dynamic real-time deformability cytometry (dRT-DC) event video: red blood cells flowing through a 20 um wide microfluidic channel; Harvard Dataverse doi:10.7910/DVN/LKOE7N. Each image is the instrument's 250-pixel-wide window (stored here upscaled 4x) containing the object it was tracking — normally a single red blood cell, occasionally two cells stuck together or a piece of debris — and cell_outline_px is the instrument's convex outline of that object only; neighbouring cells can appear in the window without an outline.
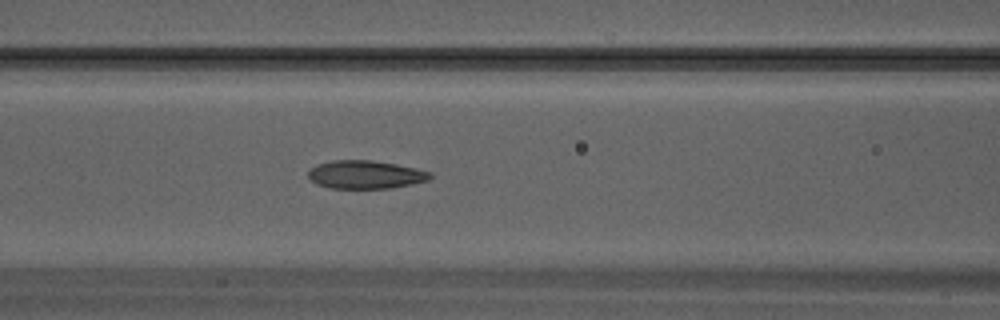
{"species": "Egyptian fruit bat (a non-hibernating species)", "species_latin": "Rousettus aegyptiacus", "temperature_condition": "warm", "stored_images_in_passage": 23, "camera_frame_rate_fps": 3000, "um_per_image_px": 0.085, "animal": {"sex": "male"}, "frame": {"image": 1, "passage_image": 7, "time_ms": 2.0, "image_size_px": [1000, 320], "cell_outline_px": [[432, 176], [428, 180], [412, 184], [388, 188], [332, 188], [316, 184], [308, 176], [308, 172], [316, 164], [332, 160], [372, 160], [396, 164], [416, 168], [432, 172]], "centroid_in_image_um": [31.07, 14.83], "position_along_channel_um": 135.5, "area_um2": 20.0}}
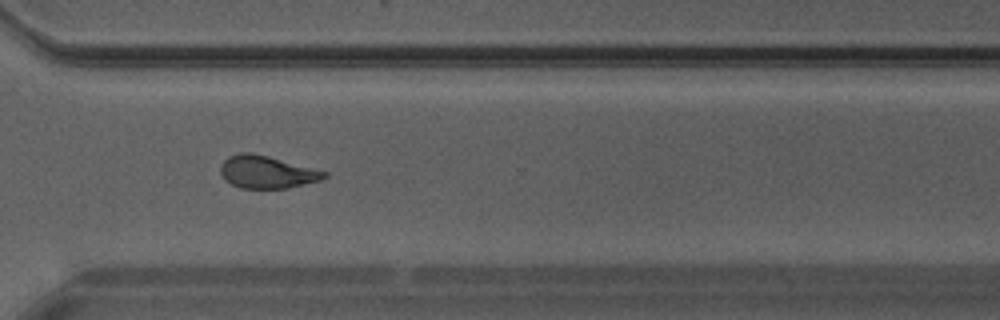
{"frame": {"image": 2, "passage_image": 17, "time_ms": 5.333, "image_size_px": [1000, 320], "cell_outline_px": [[328, 176], [320, 180], [288, 188], [240, 188], [224, 180], [220, 172], [220, 164], [228, 156], [240, 152], [252, 152], [268, 156], [328, 172]], "centroid_in_image_um": [22.65, 14.61], "position_along_channel_um": 348.0, "area_um2": 19.71}}